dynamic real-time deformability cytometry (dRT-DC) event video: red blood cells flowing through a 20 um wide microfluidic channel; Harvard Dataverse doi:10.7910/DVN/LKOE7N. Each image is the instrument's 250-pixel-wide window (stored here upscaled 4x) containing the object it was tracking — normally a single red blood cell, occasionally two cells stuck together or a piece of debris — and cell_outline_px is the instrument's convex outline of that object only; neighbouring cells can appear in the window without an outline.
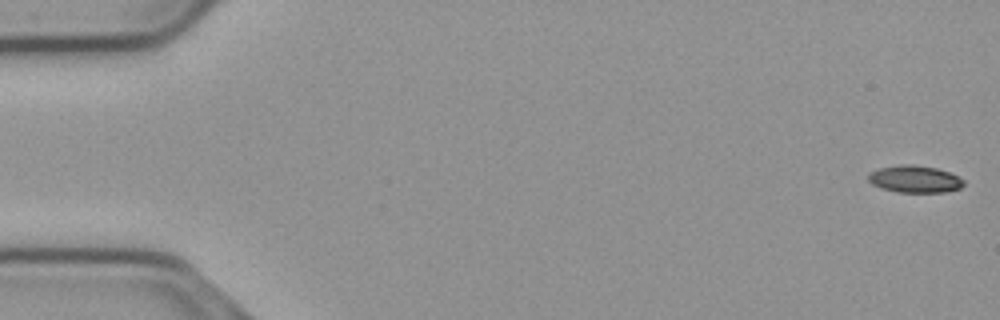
{"species": "common noctule bat (a hibernating species)", "species_latin": "Nyctalus noctula", "temperature_condition": "cold", "stored_images_in_passage": 56, "camera_frame_rate_fps": 3000, "um_per_image_px": 0.085, "animal": {"sex": "male", "body_mass_g": 23.1, "forearm_length_mm": 52.7}, "frame": {"image": 1, "passage_image": 1, "time_ms": 0.0, "image_size_px": [1000, 320], "cell_outline_px": [[964, 184], [960, 188], [944, 192], [896, 192], [880, 188], [872, 184], [868, 180], [868, 172], [880, 168], [900, 164], [912, 164], [936, 168], [948, 172], [964, 180]], "centroid_in_image_um": [77.71, 15.22], "position_along_channel_um": 7.3, "area_um2": 15.09}}
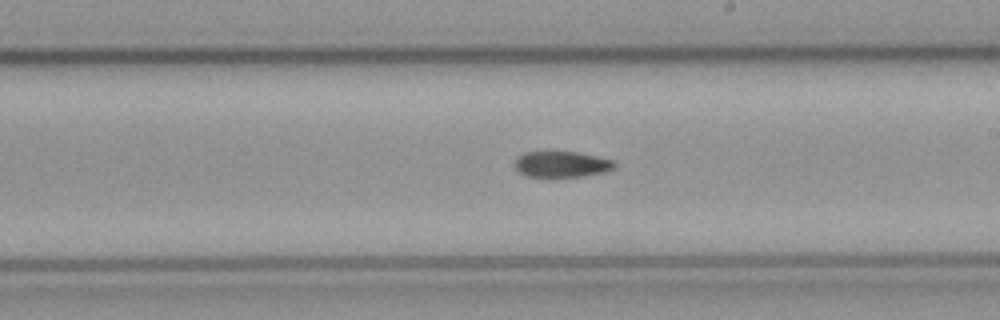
{"frame": {"image": 2, "passage_image": 32, "time_ms": 10.333, "image_size_px": [1000, 320], "cell_outline_px": [[616, 168], [604, 172], [584, 176], [556, 180], [552, 180], [528, 176], [520, 172], [516, 168], [516, 156], [524, 152], [576, 152], [596, 156], [612, 160], [616, 164]], "centroid_in_image_um": [47.73, 14.01], "position_along_channel_um": 241.3, "area_um2": 15.72}}
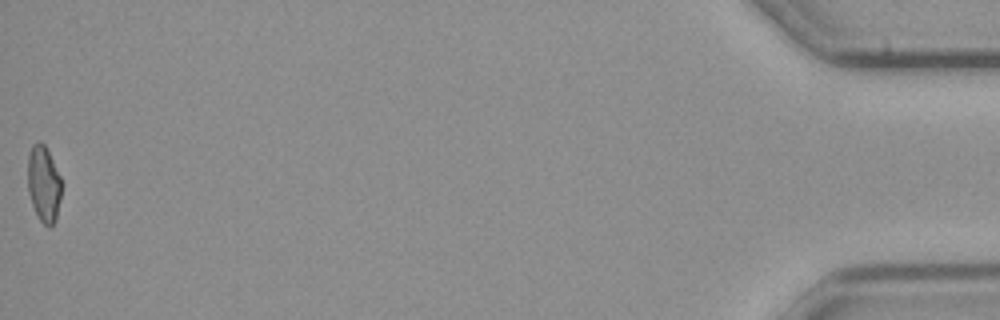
{"frame": {"image": 3, "passage_image": 56, "time_ms": 18.333, "image_size_px": [1000, 320], "cell_outline_px": [[60, 196], [56, 220], [48, 228], [40, 220], [32, 204], [28, 192], [28, 156], [32, 144], [40, 140], [44, 144], [60, 176]], "centroid_in_image_um": [3.69, 15.62], "position_along_channel_um": 431.5, "area_um2": 14.74}, "authors_computed_cell_mechanics": {"area_um2": 15.7794, "velocity_mm_per_s": 3.6959, "shape_relaxation_time_tau1_ms": 6.2877, "shape_relaxation_time_tau2_ms": null, "deformation_change_tau1": 0.1374, "deformation_change_tau2": null}}